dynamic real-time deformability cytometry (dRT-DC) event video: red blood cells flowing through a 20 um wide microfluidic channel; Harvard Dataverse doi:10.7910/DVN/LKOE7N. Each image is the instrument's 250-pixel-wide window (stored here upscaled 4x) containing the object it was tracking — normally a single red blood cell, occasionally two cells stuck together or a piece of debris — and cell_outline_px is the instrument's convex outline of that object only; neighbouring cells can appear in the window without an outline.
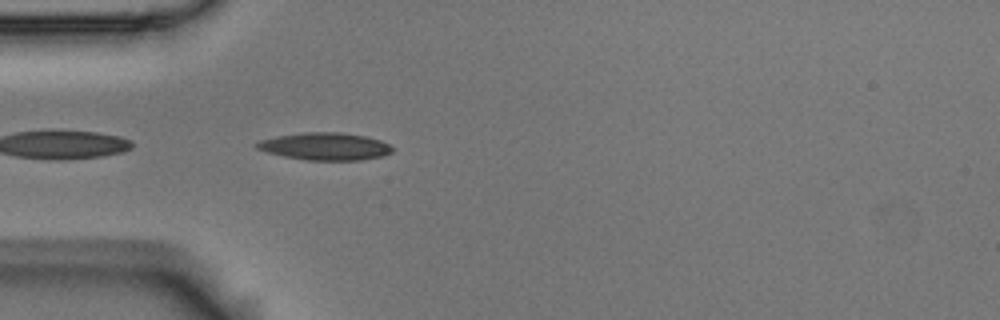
{"species": "Egyptian fruit bat (a non-hibernating species)", "species_latin": "Rousettus aegyptiacus", "temperature_condition": "room temperature", "stored_images_in_passage": 13, "camera_frame_rate_fps": 3000, "um_per_image_px": 0.085, "animal": {"sex": "male"}, "frame": {"image": 1, "passage_image": 1, "time_ms": 0.0, "image_size_px": [1000, 320], "cell_outline_px": [[396, 148], [392, 152], [380, 156], [360, 160], [308, 160], [284, 156], [268, 152], [256, 148], [252, 144], [260, 140], [276, 136], [304, 132], [340, 132], [364, 136], [380, 140]], "centroid_in_image_um": [27.62, 12.43], "position_along_channel_um": 57.4, "area_um2": 21.62}}
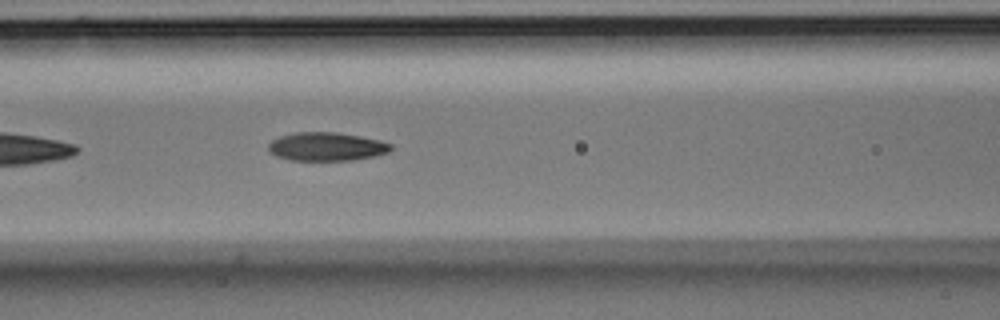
{"frame": {"image": 2, "passage_image": 8, "time_ms": 2.333, "image_size_px": [1000, 320], "cell_outline_px": [[392, 148], [388, 152], [372, 156], [352, 160], [292, 160], [276, 156], [268, 152], [268, 144], [272, 140], [280, 136], [296, 132], [336, 132], [360, 136], [380, 140], [392, 144]], "centroid_in_image_um": [27.73, 12.45], "position_along_channel_um": 138.9, "area_um2": 20.29}}